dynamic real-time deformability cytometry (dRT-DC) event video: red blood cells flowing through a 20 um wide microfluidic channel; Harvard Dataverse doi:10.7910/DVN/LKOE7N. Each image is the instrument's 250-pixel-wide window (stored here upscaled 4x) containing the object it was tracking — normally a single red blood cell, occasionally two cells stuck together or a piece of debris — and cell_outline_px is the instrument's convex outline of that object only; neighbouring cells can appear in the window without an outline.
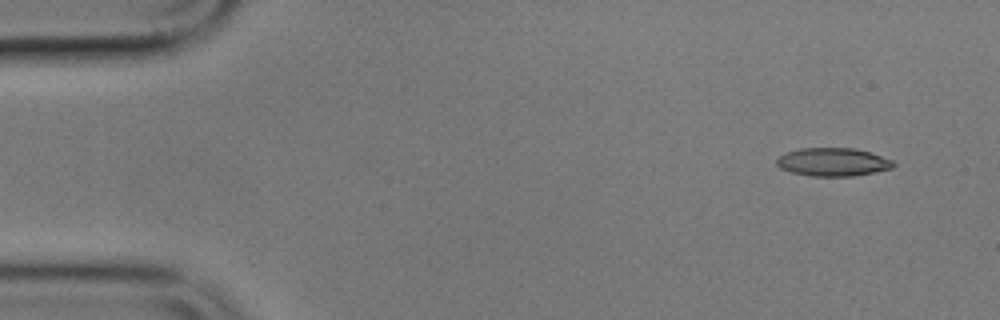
{"species": "common noctule bat (a hibernating species)", "species_latin": "Nyctalus noctula", "temperature_condition": "cold", "stored_images_in_passage": 8, "camera_frame_rate_fps": 3000, "um_per_image_px": 0.085, "animal": {"sex": "male", "body_mass_g": 17.9}, "frame": {"image": 1, "passage_image": 2, "time_ms": 1.0, "image_size_px": [1000, 320], "cell_outline_px": [[896, 164], [892, 168], [852, 176], [812, 176], [792, 172], [780, 168], [776, 164], [776, 160], [784, 152], [800, 148], [856, 148], [872, 152], [892, 160]], "centroid_in_image_um": [70.79, 13.76], "position_along_channel_um": 14.2, "area_um2": 19.25}}
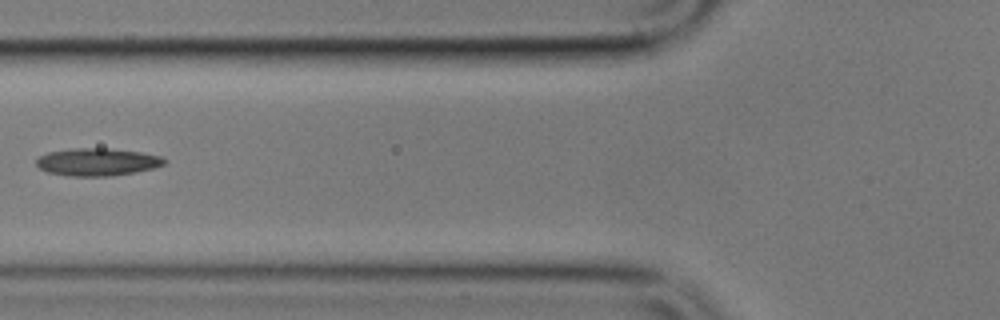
{"frame": {"image": 2, "passage_image": 7, "time_ms": 7.0, "image_size_px": [1000, 320], "cell_outline_px": [[164, 164], [152, 168], [136, 172], [108, 176], [68, 176], [48, 172], [40, 168], [36, 164], [36, 160], [40, 156], [48, 152], [76, 148], [104, 148], [140, 152], [160, 156], [164, 160]], "centroid_in_image_um": [8.23, 13.77], "position_along_channel_um": 117.6, "area_um2": 20.29}}
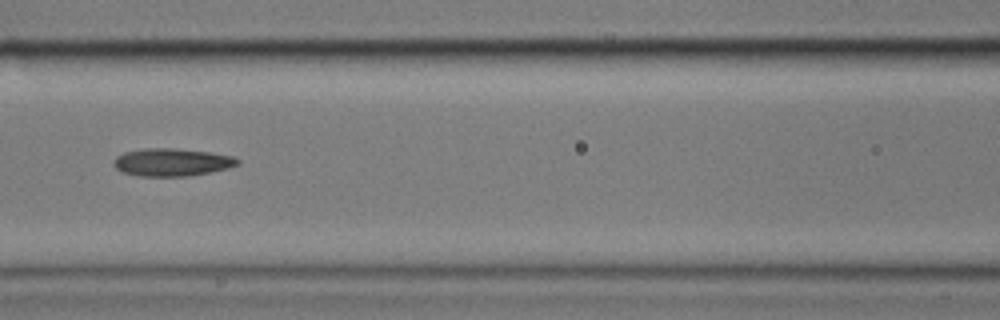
{"frame": {"image": 3, "passage_image": 8, "time_ms": 8.0, "image_size_px": [1000, 320], "cell_outline_px": [[240, 164], [228, 168], [212, 172], [188, 176], [140, 176], [120, 172], [112, 164], [112, 160], [116, 156], [124, 152], [144, 148], [172, 148], [208, 152], [232, 156], [240, 160]], "centroid_in_image_um": [14.58, 13.79], "position_along_channel_um": 152.0, "area_um2": 20.17}}